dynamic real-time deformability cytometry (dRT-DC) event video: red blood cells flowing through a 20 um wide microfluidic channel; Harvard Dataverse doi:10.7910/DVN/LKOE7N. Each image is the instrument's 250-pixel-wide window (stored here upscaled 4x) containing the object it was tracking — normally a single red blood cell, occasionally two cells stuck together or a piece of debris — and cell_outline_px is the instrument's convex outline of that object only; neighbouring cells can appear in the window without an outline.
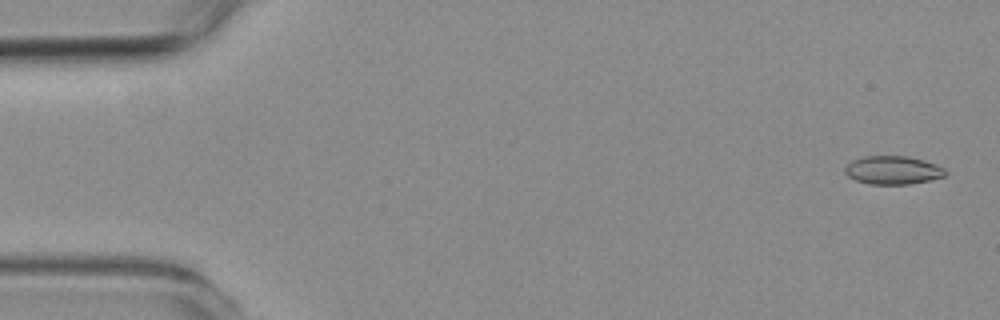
{"species": "common noctule bat (a hibernating species)", "species_latin": "Nyctalus noctula", "temperature_condition": "room temperature", "stored_images_in_passage": 53, "camera_frame_rate_fps": 3000, "um_per_image_px": 0.085, "animal": {"sex": "female", "body_mass_g": 19.3, "forearm_length_mm": 54.1}, "frame": {"image": 1, "passage_image": 1, "time_ms": 0.0, "image_size_px": [1000, 320], "cell_outline_px": [[948, 172], [944, 176], [928, 180], [908, 184], [872, 184], [856, 180], [848, 176], [844, 172], [844, 168], [852, 160], [864, 156], [908, 156], [924, 160], [936, 164], [944, 168]], "centroid_in_image_um": [75.89, 14.45], "position_along_channel_um": 9.1, "area_um2": 16.53}}
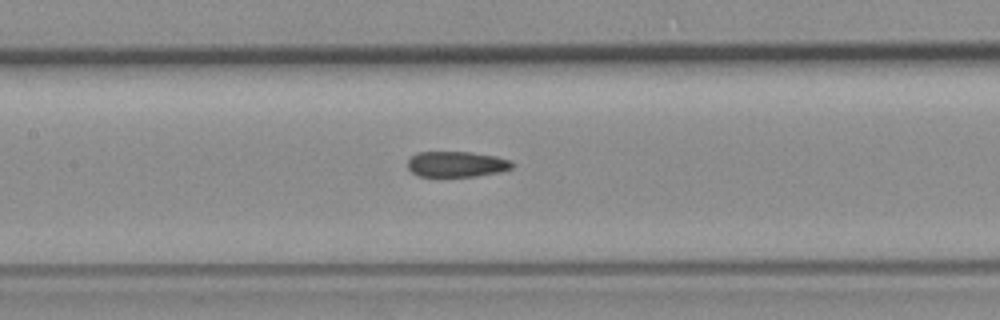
{"frame": {"image": 2, "passage_image": 24, "time_ms": 7.667, "image_size_px": [1000, 320], "cell_outline_px": [[516, 164], [512, 168], [500, 172], [476, 176], [420, 176], [412, 172], [408, 168], [408, 160], [416, 152], [472, 152], [496, 156], [512, 160]], "centroid_in_image_um": [38.86, 13.94], "position_along_channel_um": 168.5, "area_um2": 15.72}}
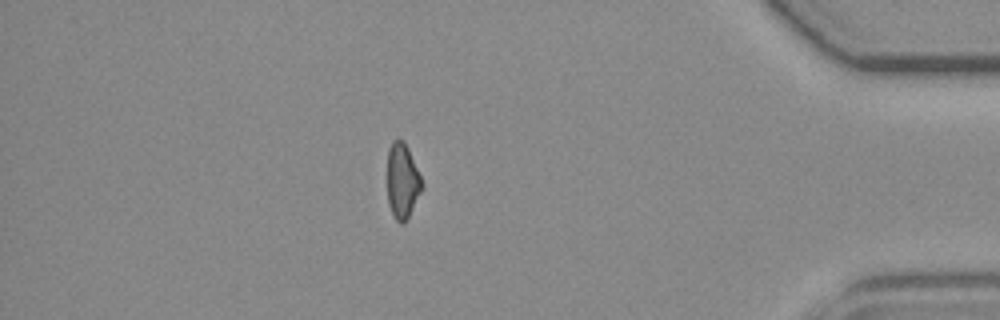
{"frame": {"image": 3, "passage_image": 46, "time_ms": 15.0, "image_size_px": [1000, 320], "cell_outline_px": [[424, 188], [408, 220], [404, 224], [400, 224], [396, 220], [388, 204], [388, 148], [392, 140], [404, 140], [408, 148], [424, 184]], "centroid_in_image_um": [34.23, 15.43], "position_along_channel_um": 401.0, "area_um2": 15.49}, "authors_computed_cell_mechanics": {"area_um2": 16.473, "velocity_mm_per_s": 3.7836, "shape_relaxation_time_tau1_ms": null, "shape_relaxation_time_tau2_ms": 3.0489, "deformation_change_tau1": null, "deformation_change_tau2": 0.0981}}